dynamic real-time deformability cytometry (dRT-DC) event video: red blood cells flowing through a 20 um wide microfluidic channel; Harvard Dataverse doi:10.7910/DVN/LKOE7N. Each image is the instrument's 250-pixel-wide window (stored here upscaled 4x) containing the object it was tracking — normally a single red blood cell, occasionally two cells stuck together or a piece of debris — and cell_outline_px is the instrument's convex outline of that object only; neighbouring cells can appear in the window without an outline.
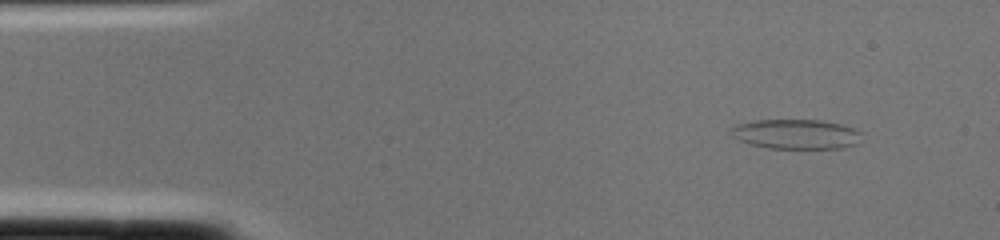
{"species": "common noctule bat (a hibernating species)", "species_latin": "Nyctalus noctula", "temperature_condition": "cold", "stored_images_in_passage": 1, "camera_frame_rate_fps": 3000, "um_per_image_px": 0.085, "animal": {"sex": "female", "body_mass_g": 22.0, "forearm_length_mm": 56.7}, "frame": {"image": 1, "passage_image": 1, "time_ms": 0.0, "image_size_px": [1000, 240], "cell_outline_px": [[864, 132], [856, 144], [844, 148], [768, 148], [748, 144], [732, 136], [728, 132], [728, 128], [736, 124], [756, 120], [824, 120], [840, 124]], "centroid_in_image_um": [67.63, 11.39], "position_along_channel_um": 17.4, "area_um2": 22.89}}